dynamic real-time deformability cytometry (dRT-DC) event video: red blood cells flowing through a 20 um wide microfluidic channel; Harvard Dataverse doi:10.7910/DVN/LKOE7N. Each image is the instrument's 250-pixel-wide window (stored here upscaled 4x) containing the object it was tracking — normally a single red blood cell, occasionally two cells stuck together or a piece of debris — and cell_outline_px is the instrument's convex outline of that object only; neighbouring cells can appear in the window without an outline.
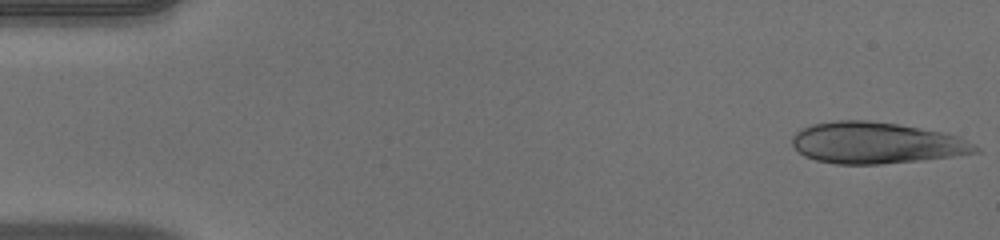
{"species": "human", "species_latin": "Homo sapiens", "temperature_condition": "warm", "stored_images_in_passage": 50, "camera_frame_rate_fps": 3000, "um_per_image_px": 0.085, "donor": {"sex": "male"}, "frame": {"image": 1, "passage_image": 1, "time_ms": 0.0, "image_size_px": [1000, 240], "cell_outline_px": [[980, 152], [920, 160], [880, 164], [836, 164], [816, 160], [804, 156], [792, 144], [792, 136], [800, 128], [812, 124], [836, 120], [868, 120], [896, 124], [940, 132], [960, 136], [980, 148]], "centroid_in_image_um": [74.44, 12.15], "position_along_channel_um": 10.6, "area_um2": 43.99}}
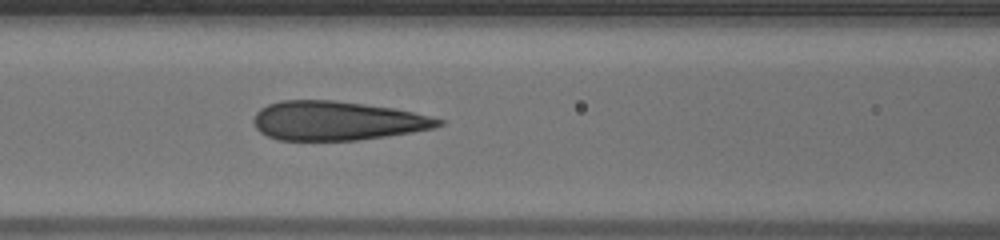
{"frame": {"image": 2, "passage_image": 21, "time_ms": 6.667, "image_size_px": [1000, 240], "cell_outline_px": [[444, 124], [432, 128], [412, 132], [356, 140], [276, 140], [260, 132], [256, 128], [252, 120], [256, 112], [260, 108], [268, 104], [280, 100], [332, 100], [396, 108], [444, 120]], "centroid_in_image_um": [28.6, 10.26], "position_along_channel_um": 138.0, "area_um2": 42.02}}
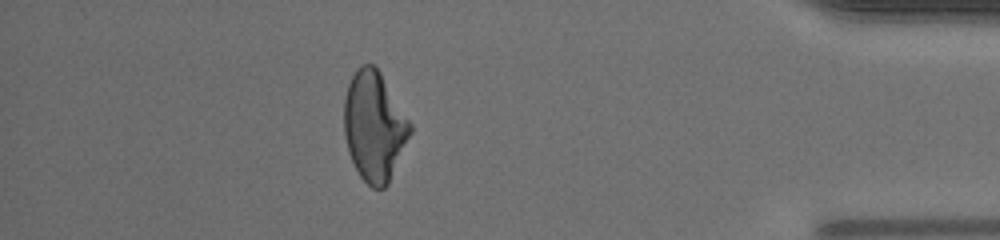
{"frame": {"image": 3, "passage_image": 44, "time_ms": 14.333, "image_size_px": [1000, 240], "cell_outline_px": [[412, 132], [388, 184], [384, 188], [372, 188], [360, 176], [348, 152], [344, 132], [344, 96], [348, 84], [356, 68], [360, 64], [372, 64], [380, 72], [412, 124]], "centroid_in_image_um": [31.81, 10.73], "position_along_channel_um": 403.4, "area_um2": 42.14}, "authors_computed_cell_mechanics": {"area_um2": 42.5986, "velocity_mm_per_s": 4.025, "shape_relaxation_time_tau1_ms": 9.3409, "shape_relaxation_time_tau2_ms": 0.9136, "deformation_change_tau1": 0.2678, "deformation_change_tau2": 0.0707}}